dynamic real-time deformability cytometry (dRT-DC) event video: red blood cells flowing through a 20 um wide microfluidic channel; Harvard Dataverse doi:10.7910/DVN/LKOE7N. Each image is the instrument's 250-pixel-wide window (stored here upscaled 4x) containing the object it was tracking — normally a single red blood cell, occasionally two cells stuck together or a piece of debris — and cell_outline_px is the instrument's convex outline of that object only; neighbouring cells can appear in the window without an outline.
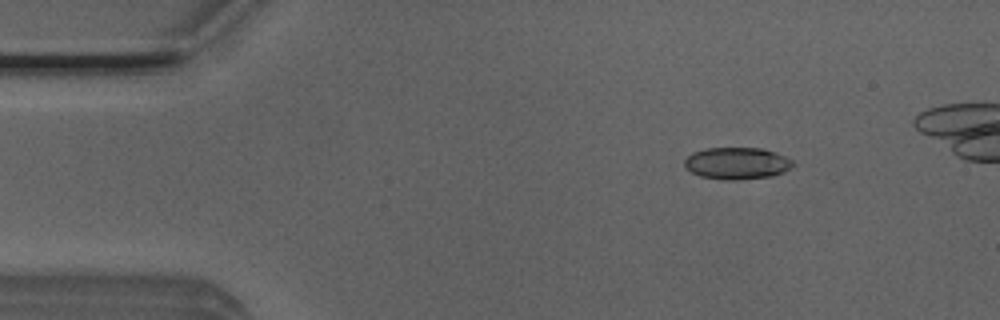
{"species": "Egyptian fruit bat (a non-hibernating species)", "species_latin": "Rousettus aegyptiacus", "temperature_condition": "room temperature", "stored_images_in_passage": 5, "camera_frame_rate_fps": 3000, "um_per_image_px": 0.085, "animal": {"sex": "male"}, "frame": {"image": 1, "passage_image": 2, "time_ms": 0.333, "image_size_px": [1000, 320], "cell_outline_px": [[796, 164], [792, 168], [784, 172], [772, 176], [736, 180], [724, 180], [700, 176], [684, 168], [684, 160], [692, 152], [708, 148], [764, 148], [784, 156], [792, 160]], "centroid_in_image_um": [62.65, 13.88], "position_along_channel_um": 22.4, "area_um2": 20.35}}